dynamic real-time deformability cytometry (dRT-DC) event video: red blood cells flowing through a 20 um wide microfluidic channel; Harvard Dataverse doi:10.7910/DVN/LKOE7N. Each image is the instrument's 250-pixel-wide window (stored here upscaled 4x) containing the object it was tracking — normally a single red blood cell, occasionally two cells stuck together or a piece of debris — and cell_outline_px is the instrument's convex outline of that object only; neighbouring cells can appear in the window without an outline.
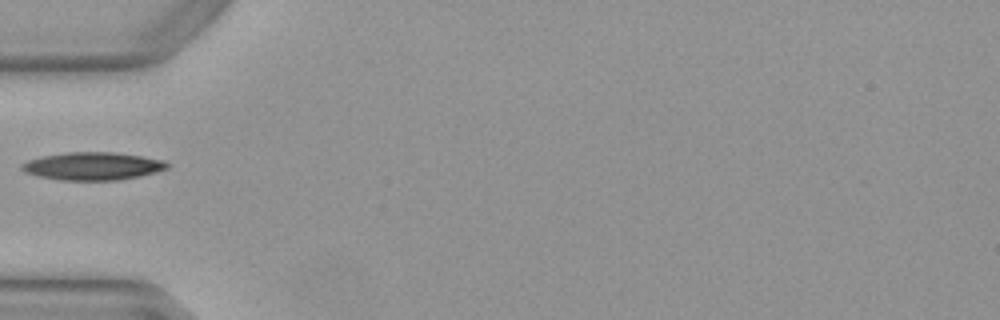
{"species": "Egyptian fruit bat (a non-hibernating species)", "species_latin": "Rousettus aegyptiacus", "temperature_condition": "warm", "stored_images_in_passage": 35, "camera_frame_rate_fps": 3000, "um_per_image_px": 0.085, "animal": {"sex": "female"}, "frame": {"image": 1, "passage_image": 1, "time_ms": 0.0, "image_size_px": [1000, 320], "cell_outline_px": [[168, 168], [140, 176], [116, 180], [60, 180], [40, 176], [28, 172], [20, 168], [20, 164], [28, 160], [44, 156], [68, 152], [116, 152], [164, 160], [168, 164]], "centroid_in_image_um": [7.89, 14.11], "position_along_channel_um": 77.1, "area_um2": 23.29}}
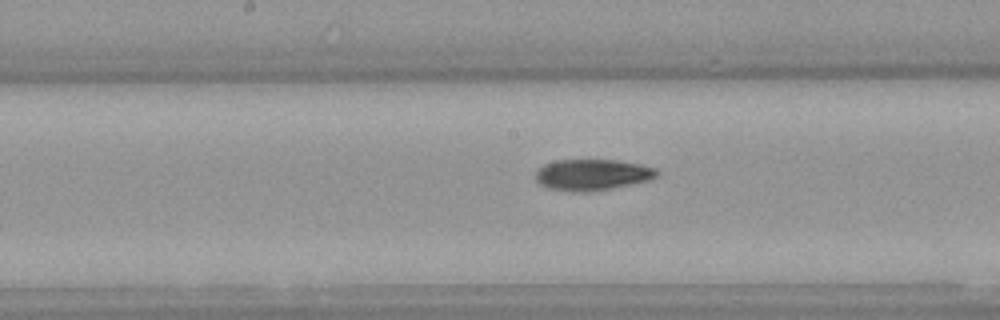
{"frame": {"image": 2, "passage_image": 10, "time_ms": 3.0, "image_size_px": [1000, 320], "cell_outline_px": [[660, 172], [656, 176], [648, 180], [632, 184], [612, 188], [588, 192], [572, 192], [548, 188], [540, 184], [536, 180], [536, 172], [544, 164], [556, 160], [616, 160], [640, 164], [656, 168]], "centroid_in_image_um": [50.34, 14.85], "position_along_channel_um": 197.9, "area_um2": 22.02}}
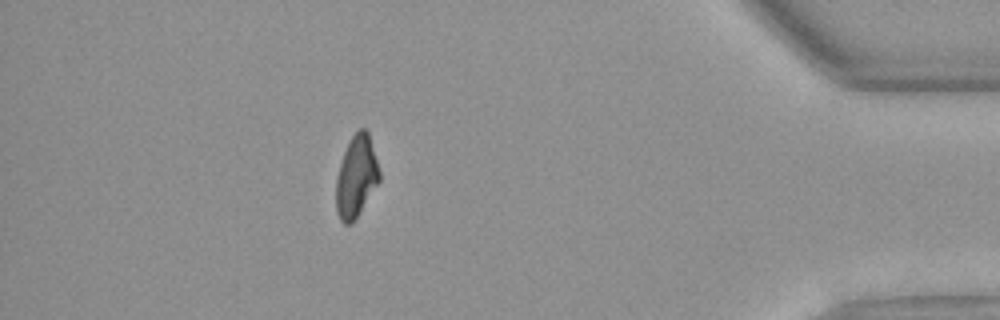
{"frame": {"image": 3, "passage_image": 29, "time_ms": 9.333, "image_size_px": [1000, 320], "cell_outline_px": [[380, 180], [352, 224], [344, 224], [340, 220], [336, 212], [336, 176], [344, 152], [352, 136], [360, 128], [364, 128], [368, 132], [380, 172]], "centroid_in_image_um": [30.27, 15.04], "position_along_channel_um": 404.9, "area_um2": 20.4}}